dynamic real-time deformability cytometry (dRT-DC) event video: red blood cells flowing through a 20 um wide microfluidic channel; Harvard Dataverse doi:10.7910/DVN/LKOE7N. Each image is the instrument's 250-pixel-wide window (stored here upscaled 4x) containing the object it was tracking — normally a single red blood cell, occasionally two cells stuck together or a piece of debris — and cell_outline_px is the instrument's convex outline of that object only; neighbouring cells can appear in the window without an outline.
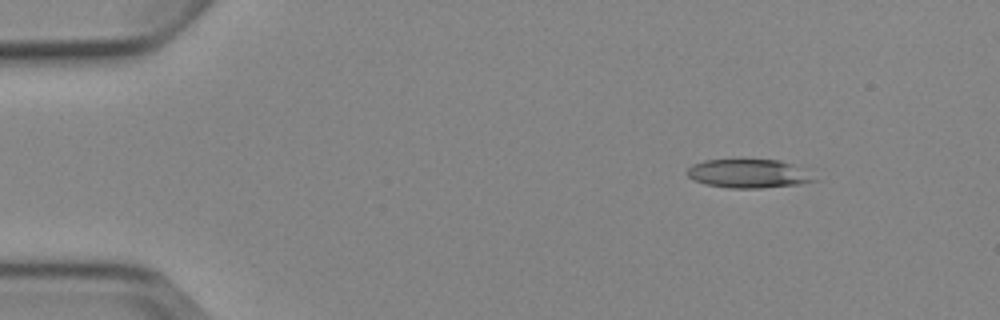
{"species": "Egyptian fruit bat (a non-hibernating species)", "species_latin": "Rousettus aegyptiacus", "temperature_condition": "cold", "stored_images_in_passage": 6, "camera_frame_rate_fps": 3000, "um_per_image_px": 0.085, "animal": {"sex": "female"}, "frame": {"image": 1, "passage_image": 2, "time_ms": 1.0, "image_size_px": [1000, 320], "cell_outline_px": [[820, 180], [800, 184], [764, 188], [728, 188], [704, 184], [688, 176], [688, 168], [692, 164], [704, 160], [740, 156], [780, 160], [792, 164]], "centroid_in_image_um": [63.59, 14.7], "position_along_channel_um": 21.4, "area_um2": 22.2}}
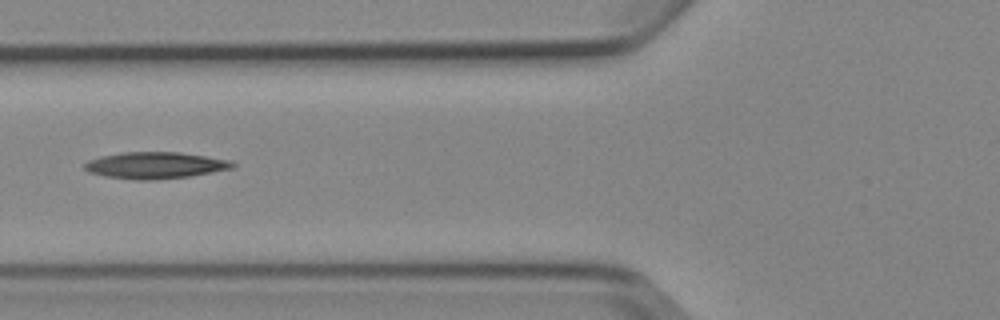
{"frame": {"image": 2, "passage_image": 6, "time_ms": 5.667, "image_size_px": [1000, 320], "cell_outline_px": [[236, 168], [192, 176], [156, 180], [136, 180], [104, 176], [88, 172], [84, 168], [84, 164], [88, 160], [100, 156], [124, 152], [180, 152], [232, 160], [236, 164]], "centroid_in_image_um": [13.24, 14.06], "position_along_channel_um": 112.6, "area_um2": 23.29}}